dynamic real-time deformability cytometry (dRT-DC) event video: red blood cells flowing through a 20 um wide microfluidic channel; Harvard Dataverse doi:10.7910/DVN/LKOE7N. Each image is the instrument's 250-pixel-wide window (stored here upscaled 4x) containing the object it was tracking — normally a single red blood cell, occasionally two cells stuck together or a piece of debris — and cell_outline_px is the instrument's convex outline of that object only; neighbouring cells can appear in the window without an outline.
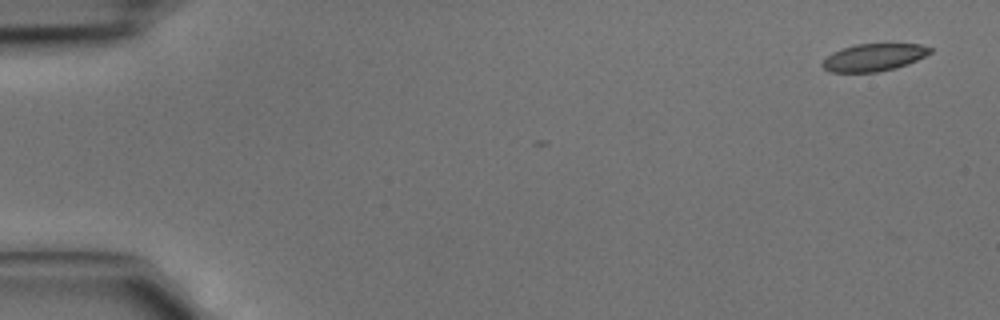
{"species": "common noctule bat (a hibernating species)", "species_latin": "Nyctalus noctula", "temperature_condition": "cold", "stored_images_in_passage": 4, "camera_frame_rate_fps": 3000, "um_per_image_px": 0.085, "animal": {"sex": "male", "body_mass_g": 15.6}, "frame": {"image": 1, "passage_image": 1, "time_ms": 0.0, "image_size_px": [1000, 320], "cell_outline_px": [[932, 52], [908, 64], [896, 68], [876, 72], [832, 72], [824, 68], [820, 64], [832, 52], [856, 44], [920, 44], [932, 48]], "centroid_in_image_um": [74.28, 4.88], "position_along_channel_um": 10.7, "area_um2": 17.05}}